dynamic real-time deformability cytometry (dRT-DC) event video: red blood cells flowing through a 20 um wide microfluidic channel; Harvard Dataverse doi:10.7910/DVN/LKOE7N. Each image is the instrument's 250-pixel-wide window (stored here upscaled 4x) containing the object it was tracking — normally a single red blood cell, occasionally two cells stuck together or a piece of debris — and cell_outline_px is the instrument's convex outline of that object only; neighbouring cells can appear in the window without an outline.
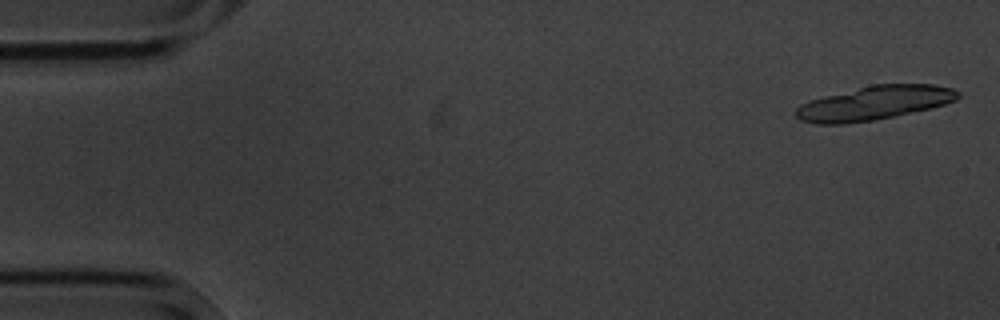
{"species": "common noctule bat (a hibernating species)", "species_latin": "Nyctalus noctula", "temperature_condition": "cold", "stored_images_in_passage": 13, "camera_frame_rate_fps": 3000, "um_per_image_px": 0.085, "animal": {"sex": "male", "body_mass_g": 20.1, "forearm_length_mm": 53.5}, "frame": {"image": 1, "passage_image": 1, "time_ms": 0.0, "image_size_px": [1000, 320], "cell_outline_px": [[960, 96], [956, 100], [932, 108], [872, 120], [844, 124], [816, 124], [800, 120], [792, 112], [800, 104], [808, 100], [872, 84], [932, 84], [952, 88], [960, 92]], "centroid_in_image_um": [74.28, 8.75], "position_along_channel_um": 10.7, "area_um2": 32.14}}
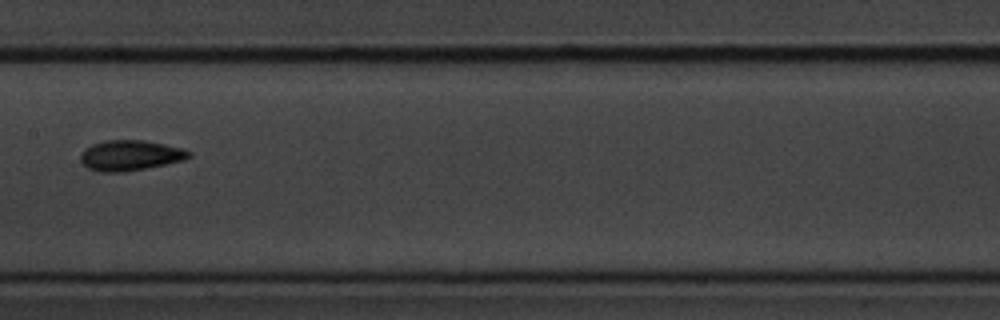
{"frame": {"image": 2, "passage_image": 8, "time_ms": 9.0, "image_size_px": [1000, 320], "cell_outline_px": [[192, 156], [184, 160], [144, 168], [120, 172], [100, 172], [88, 168], [80, 160], [80, 156], [84, 148], [92, 144], [104, 140], [144, 140], [184, 148], [192, 152]], "centroid_in_image_um": [11.07, 13.19], "position_along_channel_um": 196.3, "area_um2": 19.19}}
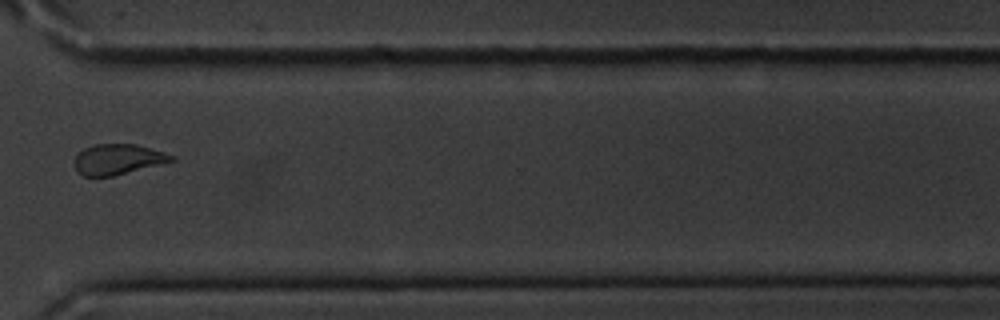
{"frame": {"image": 3, "passage_image": 12, "time_ms": 13.667, "image_size_px": [1000, 320], "cell_outline_px": [[176, 160], [112, 176], [84, 176], [76, 172], [76, 156], [84, 148], [92, 144], [136, 144], [164, 152], [176, 156]], "centroid_in_image_um": [10.03, 13.53], "position_along_channel_um": 360.6, "area_um2": 17.05}, "authors_computed_cell_mechanics": {"area_um2": 18.496, "velocity_mm_per_s": 3.5293, "shape_relaxation_time_tau1_ms": 4.3737, "shape_relaxation_time_tau2_ms": null, "deformation_change_tau1": 0.0988, "deformation_change_tau2": null}}